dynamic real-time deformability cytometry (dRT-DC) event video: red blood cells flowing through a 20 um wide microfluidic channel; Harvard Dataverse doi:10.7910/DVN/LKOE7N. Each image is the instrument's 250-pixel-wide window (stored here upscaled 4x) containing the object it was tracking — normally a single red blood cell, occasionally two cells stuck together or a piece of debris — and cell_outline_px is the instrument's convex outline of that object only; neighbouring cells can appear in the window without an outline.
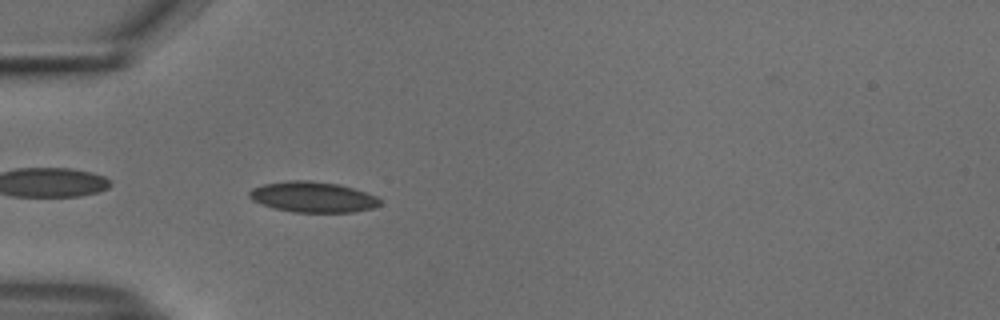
{"species": "common noctule bat (a hibernating species)", "species_latin": "Nyctalus noctula", "temperature_condition": "cold", "stored_images_in_passage": 39, "camera_frame_rate_fps": 3000, "um_per_image_px": 0.085, "animal": {"sex": "male", "body_mass_g": 18.8}, "frame": {"image": 1, "passage_image": 2, "time_ms": 0.333, "image_size_px": [1000, 320], "cell_outline_px": [[380, 204], [372, 208], [352, 212], [292, 212], [272, 208], [252, 200], [248, 196], [248, 192], [252, 188], [264, 184], [288, 180], [308, 180], [340, 184], [376, 196], [380, 200]], "centroid_in_image_um": [26.54, 16.74], "position_along_channel_um": 58.5, "area_um2": 23.29}}
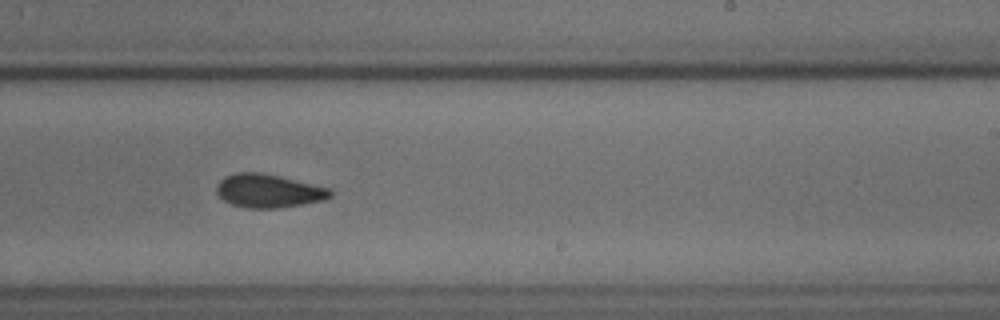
{"frame": {"image": 2, "passage_image": 19, "time_ms": 6.0, "image_size_px": [1000, 320], "cell_outline_px": [[332, 196], [324, 200], [276, 208], [248, 208], [232, 204], [224, 200], [216, 192], [216, 188], [220, 180], [224, 176], [236, 172], [264, 172], [332, 188]], "centroid_in_image_um": [22.84, 16.2], "position_along_channel_um": 266.2, "area_um2": 22.31}}
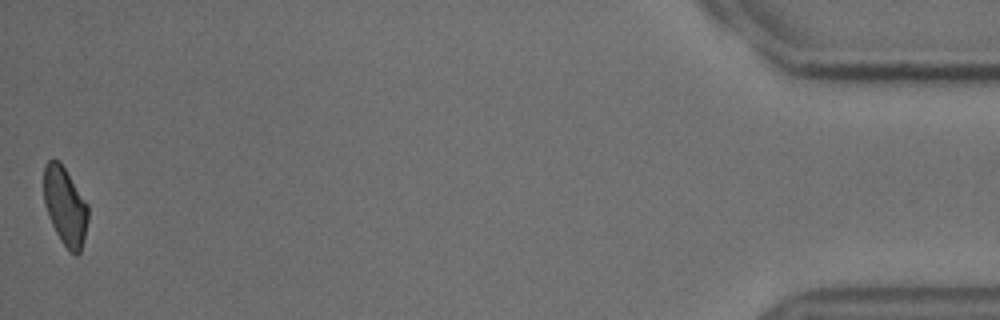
{"frame": {"image": 3, "passage_image": 39, "time_ms": 12.667, "image_size_px": [1000, 320], "cell_outline_px": [[88, 220], [80, 252], [76, 256], [68, 252], [60, 240], [48, 216], [44, 200], [44, 164], [48, 160], [60, 160], [88, 204]], "centroid_in_image_um": [5.54, 17.53], "position_along_channel_um": 429.7, "area_um2": 20.29}, "authors_computed_cell_mechanics": {"area_um2": 22.0796, "velocity_mm_per_s": 3.7638, "shape_relaxation_time_tau1_ms": 8.5473, "shape_relaxation_time_tau2_ms": 4.2373, "deformation_change_tau1": 0.1515, "deformation_change_tau2": 0.095}}